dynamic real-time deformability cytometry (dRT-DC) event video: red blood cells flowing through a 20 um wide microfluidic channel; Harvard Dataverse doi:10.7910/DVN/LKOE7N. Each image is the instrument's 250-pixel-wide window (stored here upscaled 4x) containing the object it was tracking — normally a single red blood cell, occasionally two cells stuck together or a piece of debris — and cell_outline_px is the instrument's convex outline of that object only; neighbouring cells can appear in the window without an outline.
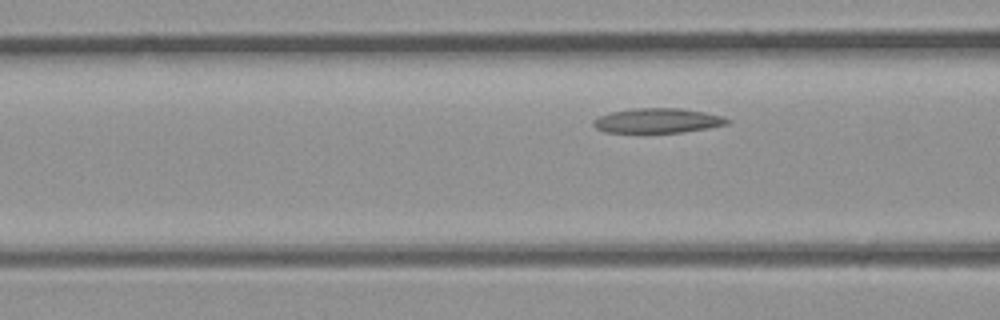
{"species": "common noctule bat (a hibernating species)", "species_latin": "Nyctalus noctula", "temperature_condition": "room temperature", "stored_images_in_passage": 5, "camera_frame_rate_fps": 3000, "um_per_image_px": 0.085, "animal": {"sex": "male", "body_mass_g": 23.1, "forearm_length_mm": 52.7}, "frame": {"image": 1, "passage_image": 5, "time_ms": 1.333, "image_size_px": [1000, 320], "cell_outline_px": [[732, 120], [728, 124], [708, 128], [680, 132], [604, 132], [596, 128], [592, 124], [592, 120], [600, 116], [612, 112], [632, 108], [680, 108], [704, 112], [724, 116]], "centroid_in_image_um": [55.91, 10.25], "position_along_channel_um": 110.7, "area_um2": 19.25}}